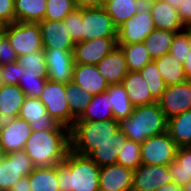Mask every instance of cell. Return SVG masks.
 Segmentation results:
<instances>
[{
	"mask_svg": "<svg viewBox=\"0 0 191 191\" xmlns=\"http://www.w3.org/2000/svg\"><path fill=\"white\" fill-rule=\"evenodd\" d=\"M157 103L167 120L191 110V82L187 80L180 84L166 86Z\"/></svg>",
	"mask_w": 191,
	"mask_h": 191,
	"instance_id": "obj_12",
	"label": "cell"
},
{
	"mask_svg": "<svg viewBox=\"0 0 191 191\" xmlns=\"http://www.w3.org/2000/svg\"><path fill=\"white\" fill-rule=\"evenodd\" d=\"M138 1L140 2L141 5L148 6L152 4L153 2H155L156 0H138Z\"/></svg>",
	"mask_w": 191,
	"mask_h": 191,
	"instance_id": "obj_53",
	"label": "cell"
},
{
	"mask_svg": "<svg viewBox=\"0 0 191 191\" xmlns=\"http://www.w3.org/2000/svg\"><path fill=\"white\" fill-rule=\"evenodd\" d=\"M190 51V44L188 35L182 31L176 33L173 37L172 44L170 47V53L182 64L185 63L186 55Z\"/></svg>",
	"mask_w": 191,
	"mask_h": 191,
	"instance_id": "obj_41",
	"label": "cell"
},
{
	"mask_svg": "<svg viewBox=\"0 0 191 191\" xmlns=\"http://www.w3.org/2000/svg\"><path fill=\"white\" fill-rule=\"evenodd\" d=\"M39 26L44 49L74 50L76 43L63 20H43Z\"/></svg>",
	"mask_w": 191,
	"mask_h": 191,
	"instance_id": "obj_16",
	"label": "cell"
},
{
	"mask_svg": "<svg viewBox=\"0 0 191 191\" xmlns=\"http://www.w3.org/2000/svg\"><path fill=\"white\" fill-rule=\"evenodd\" d=\"M65 88V98L67 100L71 116L77 120L86 111L93 95L73 82L65 83Z\"/></svg>",
	"mask_w": 191,
	"mask_h": 191,
	"instance_id": "obj_32",
	"label": "cell"
},
{
	"mask_svg": "<svg viewBox=\"0 0 191 191\" xmlns=\"http://www.w3.org/2000/svg\"><path fill=\"white\" fill-rule=\"evenodd\" d=\"M56 168L59 191H99L100 167L89 156L70 150Z\"/></svg>",
	"mask_w": 191,
	"mask_h": 191,
	"instance_id": "obj_1",
	"label": "cell"
},
{
	"mask_svg": "<svg viewBox=\"0 0 191 191\" xmlns=\"http://www.w3.org/2000/svg\"><path fill=\"white\" fill-rule=\"evenodd\" d=\"M5 34L17 56L44 49L39 23H11L7 25Z\"/></svg>",
	"mask_w": 191,
	"mask_h": 191,
	"instance_id": "obj_5",
	"label": "cell"
},
{
	"mask_svg": "<svg viewBox=\"0 0 191 191\" xmlns=\"http://www.w3.org/2000/svg\"><path fill=\"white\" fill-rule=\"evenodd\" d=\"M18 56L6 34L0 36V66L17 61Z\"/></svg>",
	"mask_w": 191,
	"mask_h": 191,
	"instance_id": "obj_44",
	"label": "cell"
},
{
	"mask_svg": "<svg viewBox=\"0 0 191 191\" xmlns=\"http://www.w3.org/2000/svg\"><path fill=\"white\" fill-rule=\"evenodd\" d=\"M9 191H31L29 177H22L19 181L13 184V187Z\"/></svg>",
	"mask_w": 191,
	"mask_h": 191,
	"instance_id": "obj_49",
	"label": "cell"
},
{
	"mask_svg": "<svg viewBox=\"0 0 191 191\" xmlns=\"http://www.w3.org/2000/svg\"><path fill=\"white\" fill-rule=\"evenodd\" d=\"M172 183L168 166L141 164L133 171L131 191H155L160 186Z\"/></svg>",
	"mask_w": 191,
	"mask_h": 191,
	"instance_id": "obj_14",
	"label": "cell"
},
{
	"mask_svg": "<svg viewBox=\"0 0 191 191\" xmlns=\"http://www.w3.org/2000/svg\"><path fill=\"white\" fill-rule=\"evenodd\" d=\"M178 16L183 25L191 26V0H184L178 7Z\"/></svg>",
	"mask_w": 191,
	"mask_h": 191,
	"instance_id": "obj_46",
	"label": "cell"
},
{
	"mask_svg": "<svg viewBox=\"0 0 191 191\" xmlns=\"http://www.w3.org/2000/svg\"><path fill=\"white\" fill-rule=\"evenodd\" d=\"M47 0H14L15 22L40 23L46 14Z\"/></svg>",
	"mask_w": 191,
	"mask_h": 191,
	"instance_id": "obj_25",
	"label": "cell"
},
{
	"mask_svg": "<svg viewBox=\"0 0 191 191\" xmlns=\"http://www.w3.org/2000/svg\"><path fill=\"white\" fill-rule=\"evenodd\" d=\"M155 29L148 6L142 5L138 12L117 29V44L140 43Z\"/></svg>",
	"mask_w": 191,
	"mask_h": 191,
	"instance_id": "obj_10",
	"label": "cell"
},
{
	"mask_svg": "<svg viewBox=\"0 0 191 191\" xmlns=\"http://www.w3.org/2000/svg\"><path fill=\"white\" fill-rule=\"evenodd\" d=\"M114 119L107 91L93 95L86 111L77 120L104 121Z\"/></svg>",
	"mask_w": 191,
	"mask_h": 191,
	"instance_id": "obj_33",
	"label": "cell"
},
{
	"mask_svg": "<svg viewBox=\"0 0 191 191\" xmlns=\"http://www.w3.org/2000/svg\"><path fill=\"white\" fill-rule=\"evenodd\" d=\"M133 170L120 164L100 167L99 191H131Z\"/></svg>",
	"mask_w": 191,
	"mask_h": 191,
	"instance_id": "obj_18",
	"label": "cell"
},
{
	"mask_svg": "<svg viewBox=\"0 0 191 191\" xmlns=\"http://www.w3.org/2000/svg\"><path fill=\"white\" fill-rule=\"evenodd\" d=\"M34 168L24 150L0 154V191H9L13 184L28 176Z\"/></svg>",
	"mask_w": 191,
	"mask_h": 191,
	"instance_id": "obj_7",
	"label": "cell"
},
{
	"mask_svg": "<svg viewBox=\"0 0 191 191\" xmlns=\"http://www.w3.org/2000/svg\"><path fill=\"white\" fill-rule=\"evenodd\" d=\"M75 9L76 6L74 5L73 0H47L44 20L62 21Z\"/></svg>",
	"mask_w": 191,
	"mask_h": 191,
	"instance_id": "obj_39",
	"label": "cell"
},
{
	"mask_svg": "<svg viewBox=\"0 0 191 191\" xmlns=\"http://www.w3.org/2000/svg\"><path fill=\"white\" fill-rule=\"evenodd\" d=\"M139 72L148 84L151 96L158 101L161 98L162 93L165 91L167 85L162 79L155 61L152 60L146 64L142 69L139 70Z\"/></svg>",
	"mask_w": 191,
	"mask_h": 191,
	"instance_id": "obj_37",
	"label": "cell"
},
{
	"mask_svg": "<svg viewBox=\"0 0 191 191\" xmlns=\"http://www.w3.org/2000/svg\"><path fill=\"white\" fill-rule=\"evenodd\" d=\"M106 91L109 95V102L110 106H112L114 119L119 121L128 118L133 113L134 106L130 102L127 91L123 85L121 83L111 84Z\"/></svg>",
	"mask_w": 191,
	"mask_h": 191,
	"instance_id": "obj_30",
	"label": "cell"
},
{
	"mask_svg": "<svg viewBox=\"0 0 191 191\" xmlns=\"http://www.w3.org/2000/svg\"><path fill=\"white\" fill-rule=\"evenodd\" d=\"M125 56L129 71H139L152 61L143 42L133 44H117Z\"/></svg>",
	"mask_w": 191,
	"mask_h": 191,
	"instance_id": "obj_35",
	"label": "cell"
},
{
	"mask_svg": "<svg viewBox=\"0 0 191 191\" xmlns=\"http://www.w3.org/2000/svg\"><path fill=\"white\" fill-rule=\"evenodd\" d=\"M156 29L170 32H182L185 26L178 16L177 10L163 0H156L148 5Z\"/></svg>",
	"mask_w": 191,
	"mask_h": 191,
	"instance_id": "obj_22",
	"label": "cell"
},
{
	"mask_svg": "<svg viewBox=\"0 0 191 191\" xmlns=\"http://www.w3.org/2000/svg\"><path fill=\"white\" fill-rule=\"evenodd\" d=\"M72 82L92 95L105 92L109 86L96 65L90 64L75 63Z\"/></svg>",
	"mask_w": 191,
	"mask_h": 191,
	"instance_id": "obj_20",
	"label": "cell"
},
{
	"mask_svg": "<svg viewBox=\"0 0 191 191\" xmlns=\"http://www.w3.org/2000/svg\"><path fill=\"white\" fill-rule=\"evenodd\" d=\"M183 191H191V181L186 183L183 187Z\"/></svg>",
	"mask_w": 191,
	"mask_h": 191,
	"instance_id": "obj_54",
	"label": "cell"
},
{
	"mask_svg": "<svg viewBox=\"0 0 191 191\" xmlns=\"http://www.w3.org/2000/svg\"><path fill=\"white\" fill-rule=\"evenodd\" d=\"M178 146L168 132L147 138L141 144L142 164L168 166L176 158Z\"/></svg>",
	"mask_w": 191,
	"mask_h": 191,
	"instance_id": "obj_9",
	"label": "cell"
},
{
	"mask_svg": "<svg viewBox=\"0 0 191 191\" xmlns=\"http://www.w3.org/2000/svg\"><path fill=\"white\" fill-rule=\"evenodd\" d=\"M127 139L142 144L147 138L167 131V119L157 102L134 107L133 113L118 121Z\"/></svg>",
	"mask_w": 191,
	"mask_h": 191,
	"instance_id": "obj_3",
	"label": "cell"
},
{
	"mask_svg": "<svg viewBox=\"0 0 191 191\" xmlns=\"http://www.w3.org/2000/svg\"><path fill=\"white\" fill-rule=\"evenodd\" d=\"M127 139L126 135L118 129L111 139L96 148L89 157L99 166H107L115 164L118 158V153L122 150V142Z\"/></svg>",
	"mask_w": 191,
	"mask_h": 191,
	"instance_id": "obj_24",
	"label": "cell"
},
{
	"mask_svg": "<svg viewBox=\"0 0 191 191\" xmlns=\"http://www.w3.org/2000/svg\"><path fill=\"white\" fill-rule=\"evenodd\" d=\"M142 5L138 0H105L103 8L113 20V24L119 28L133 15Z\"/></svg>",
	"mask_w": 191,
	"mask_h": 191,
	"instance_id": "obj_29",
	"label": "cell"
},
{
	"mask_svg": "<svg viewBox=\"0 0 191 191\" xmlns=\"http://www.w3.org/2000/svg\"><path fill=\"white\" fill-rule=\"evenodd\" d=\"M31 133L32 128L26 120L15 118L0 132V154L23 150Z\"/></svg>",
	"mask_w": 191,
	"mask_h": 191,
	"instance_id": "obj_17",
	"label": "cell"
},
{
	"mask_svg": "<svg viewBox=\"0 0 191 191\" xmlns=\"http://www.w3.org/2000/svg\"><path fill=\"white\" fill-rule=\"evenodd\" d=\"M0 19L7 24L15 23L14 0H0Z\"/></svg>",
	"mask_w": 191,
	"mask_h": 191,
	"instance_id": "obj_45",
	"label": "cell"
},
{
	"mask_svg": "<svg viewBox=\"0 0 191 191\" xmlns=\"http://www.w3.org/2000/svg\"><path fill=\"white\" fill-rule=\"evenodd\" d=\"M23 150L34 167L56 166L71 150L70 131H32Z\"/></svg>",
	"mask_w": 191,
	"mask_h": 191,
	"instance_id": "obj_2",
	"label": "cell"
},
{
	"mask_svg": "<svg viewBox=\"0 0 191 191\" xmlns=\"http://www.w3.org/2000/svg\"><path fill=\"white\" fill-rule=\"evenodd\" d=\"M96 67L109 85L121 83L129 72L124 53L119 46L97 63Z\"/></svg>",
	"mask_w": 191,
	"mask_h": 191,
	"instance_id": "obj_21",
	"label": "cell"
},
{
	"mask_svg": "<svg viewBox=\"0 0 191 191\" xmlns=\"http://www.w3.org/2000/svg\"><path fill=\"white\" fill-rule=\"evenodd\" d=\"M188 35V40L190 44V51L186 55L185 63L183 64L184 73L188 80L191 79V26H186L183 30Z\"/></svg>",
	"mask_w": 191,
	"mask_h": 191,
	"instance_id": "obj_47",
	"label": "cell"
},
{
	"mask_svg": "<svg viewBox=\"0 0 191 191\" xmlns=\"http://www.w3.org/2000/svg\"><path fill=\"white\" fill-rule=\"evenodd\" d=\"M65 92V84L47 80L39 100L51 117L70 129L76 120L71 116Z\"/></svg>",
	"mask_w": 191,
	"mask_h": 191,
	"instance_id": "obj_8",
	"label": "cell"
},
{
	"mask_svg": "<svg viewBox=\"0 0 191 191\" xmlns=\"http://www.w3.org/2000/svg\"><path fill=\"white\" fill-rule=\"evenodd\" d=\"M7 23L5 21H3L2 19H0V36L5 34L6 31V27H7Z\"/></svg>",
	"mask_w": 191,
	"mask_h": 191,
	"instance_id": "obj_52",
	"label": "cell"
},
{
	"mask_svg": "<svg viewBox=\"0 0 191 191\" xmlns=\"http://www.w3.org/2000/svg\"><path fill=\"white\" fill-rule=\"evenodd\" d=\"M18 118L26 120L32 131H70L47 113L46 106L39 98L26 97Z\"/></svg>",
	"mask_w": 191,
	"mask_h": 191,
	"instance_id": "obj_11",
	"label": "cell"
},
{
	"mask_svg": "<svg viewBox=\"0 0 191 191\" xmlns=\"http://www.w3.org/2000/svg\"><path fill=\"white\" fill-rule=\"evenodd\" d=\"M173 183L183 187L191 181V149L178 147L176 158L168 165Z\"/></svg>",
	"mask_w": 191,
	"mask_h": 191,
	"instance_id": "obj_28",
	"label": "cell"
},
{
	"mask_svg": "<svg viewBox=\"0 0 191 191\" xmlns=\"http://www.w3.org/2000/svg\"><path fill=\"white\" fill-rule=\"evenodd\" d=\"M105 0H73L76 8L103 7Z\"/></svg>",
	"mask_w": 191,
	"mask_h": 191,
	"instance_id": "obj_48",
	"label": "cell"
},
{
	"mask_svg": "<svg viewBox=\"0 0 191 191\" xmlns=\"http://www.w3.org/2000/svg\"><path fill=\"white\" fill-rule=\"evenodd\" d=\"M117 27L103 7L82 8V41L117 38Z\"/></svg>",
	"mask_w": 191,
	"mask_h": 191,
	"instance_id": "obj_6",
	"label": "cell"
},
{
	"mask_svg": "<svg viewBox=\"0 0 191 191\" xmlns=\"http://www.w3.org/2000/svg\"><path fill=\"white\" fill-rule=\"evenodd\" d=\"M17 62L27 71H39L40 77L47 78L45 50H36L32 53L18 56Z\"/></svg>",
	"mask_w": 191,
	"mask_h": 191,
	"instance_id": "obj_40",
	"label": "cell"
},
{
	"mask_svg": "<svg viewBox=\"0 0 191 191\" xmlns=\"http://www.w3.org/2000/svg\"><path fill=\"white\" fill-rule=\"evenodd\" d=\"M26 95L18 85L3 84L0 88V118L3 126L11 124L18 117Z\"/></svg>",
	"mask_w": 191,
	"mask_h": 191,
	"instance_id": "obj_19",
	"label": "cell"
},
{
	"mask_svg": "<svg viewBox=\"0 0 191 191\" xmlns=\"http://www.w3.org/2000/svg\"><path fill=\"white\" fill-rule=\"evenodd\" d=\"M28 177L31 191H59L56 166L35 167Z\"/></svg>",
	"mask_w": 191,
	"mask_h": 191,
	"instance_id": "obj_31",
	"label": "cell"
},
{
	"mask_svg": "<svg viewBox=\"0 0 191 191\" xmlns=\"http://www.w3.org/2000/svg\"><path fill=\"white\" fill-rule=\"evenodd\" d=\"M119 129L118 121L76 120L70 128L71 150L76 154L89 156L99 145L109 141Z\"/></svg>",
	"mask_w": 191,
	"mask_h": 191,
	"instance_id": "obj_4",
	"label": "cell"
},
{
	"mask_svg": "<svg viewBox=\"0 0 191 191\" xmlns=\"http://www.w3.org/2000/svg\"><path fill=\"white\" fill-rule=\"evenodd\" d=\"M157 68L165 84H180L188 79L185 76L183 64L180 63L170 52L154 59Z\"/></svg>",
	"mask_w": 191,
	"mask_h": 191,
	"instance_id": "obj_27",
	"label": "cell"
},
{
	"mask_svg": "<svg viewBox=\"0 0 191 191\" xmlns=\"http://www.w3.org/2000/svg\"><path fill=\"white\" fill-rule=\"evenodd\" d=\"M3 122H2V120H1V118H0V132H1V130L3 129Z\"/></svg>",
	"mask_w": 191,
	"mask_h": 191,
	"instance_id": "obj_56",
	"label": "cell"
},
{
	"mask_svg": "<svg viewBox=\"0 0 191 191\" xmlns=\"http://www.w3.org/2000/svg\"><path fill=\"white\" fill-rule=\"evenodd\" d=\"M163 1L167 2L175 10H178V7L180 6V4H182L184 0H163Z\"/></svg>",
	"mask_w": 191,
	"mask_h": 191,
	"instance_id": "obj_51",
	"label": "cell"
},
{
	"mask_svg": "<svg viewBox=\"0 0 191 191\" xmlns=\"http://www.w3.org/2000/svg\"><path fill=\"white\" fill-rule=\"evenodd\" d=\"M21 74V65L16 61L4 64L1 68V76L4 84L18 85Z\"/></svg>",
	"mask_w": 191,
	"mask_h": 191,
	"instance_id": "obj_43",
	"label": "cell"
},
{
	"mask_svg": "<svg viewBox=\"0 0 191 191\" xmlns=\"http://www.w3.org/2000/svg\"><path fill=\"white\" fill-rule=\"evenodd\" d=\"M176 32L154 29L143 41L152 60L161 57L170 51L172 40Z\"/></svg>",
	"mask_w": 191,
	"mask_h": 191,
	"instance_id": "obj_34",
	"label": "cell"
},
{
	"mask_svg": "<svg viewBox=\"0 0 191 191\" xmlns=\"http://www.w3.org/2000/svg\"><path fill=\"white\" fill-rule=\"evenodd\" d=\"M167 132L178 147H188L191 143V110L168 119Z\"/></svg>",
	"mask_w": 191,
	"mask_h": 191,
	"instance_id": "obj_26",
	"label": "cell"
},
{
	"mask_svg": "<svg viewBox=\"0 0 191 191\" xmlns=\"http://www.w3.org/2000/svg\"><path fill=\"white\" fill-rule=\"evenodd\" d=\"M121 84L127 91L130 102L134 107L149 105L157 102L152 96L143 76L139 71H129Z\"/></svg>",
	"mask_w": 191,
	"mask_h": 191,
	"instance_id": "obj_23",
	"label": "cell"
},
{
	"mask_svg": "<svg viewBox=\"0 0 191 191\" xmlns=\"http://www.w3.org/2000/svg\"><path fill=\"white\" fill-rule=\"evenodd\" d=\"M155 191H183V188L180 187L179 185H176L175 183H172V184H165L163 186H160Z\"/></svg>",
	"mask_w": 191,
	"mask_h": 191,
	"instance_id": "obj_50",
	"label": "cell"
},
{
	"mask_svg": "<svg viewBox=\"0 0 191 191\" xmlns=\"http://www.w3.org/2000/svg\"><path fill=\"white\" fill-rule=\"evenodd\" d=\"M47 79L58 82H72L74 71L73 50L44 49Z\"/></svg>",
	"mask_w": 191,
	"mask_h": 191,
	"instance_id": "obj_13",
	"label": "cell"
},
{
	"mask_svg": "<svg viewBox=\"0 0 191 191\" xmlns=\"http://www.w3.org/2000/svg\"><path fill=\"white\" fill-rule=\"evenodd\" d=\"M1 68H2V66H0V88H1V86L4 84V83H3L2 76H1Z\"/></svg>",
	"mask_w": 191,
	"mask_h": 191,
	"instance_id": "obj_55",
	"label": "cell"
},
{
	"mask_svg": "<svg viewBox=\"0 0 191 191\" xmlns=\"http://www.w3.org/2000/svg\"><path fill=\"white\" fill-rule=\"evenodd\" d=\"M81 21L82 8H76L63 19V22L65 23V26H67V29L75 43L82 41Z\"/></svg>",
	"mask_w": 191,
	"mask_h": 191,
	"instance_id": "obj_42",
	"label": "cell"
},
{
	"mask_svg": "<svg viewBox=\"0 0 191 191\" xmlns=\"http://www.w3.org/2000/svg\"><path fill=\"white\" fill-rule=\"evenodd\" d=\"M20 76L18 86L26 97L39 98L48 79L40 77L39 71H27L22 65Z\"/></svg>",
	"mask_w": 191,
	"mask_h": 191,
	"instance_id": "obj_36",
	"label": "cell"
},
{
	"mask_svg": "<svg viewBox=\"0 0 191 191\" xmlns=\"http://www.w3.org/2000/svg\"><path fill=\"white\" fill-rule=\"evenodd\" d=\"M116 163L133 171L137 169L142 164L141 144L130 139L122 142V150L118 153Z\"/></svg>",
	"mask_w": 191,
	"mask_h": 191,
	"instance_id": "obj_38",
	"label": "cell"
},
{
	"mask_svg": "<svg viewBox=\"0 0 191 191\" xmlns=\"http://www.w3.org/2000/svg\"><path fill=\"white\" fill-rule=\"evenodd\" d=\"M117 47V38H95L77 42L74 46V62L96 65Z\"/></svg>",
	"mask_w": 191,
	"mask_h": 191,
	"instance_id": "obj_15",
	"label": "cell"
}]
</instances>
